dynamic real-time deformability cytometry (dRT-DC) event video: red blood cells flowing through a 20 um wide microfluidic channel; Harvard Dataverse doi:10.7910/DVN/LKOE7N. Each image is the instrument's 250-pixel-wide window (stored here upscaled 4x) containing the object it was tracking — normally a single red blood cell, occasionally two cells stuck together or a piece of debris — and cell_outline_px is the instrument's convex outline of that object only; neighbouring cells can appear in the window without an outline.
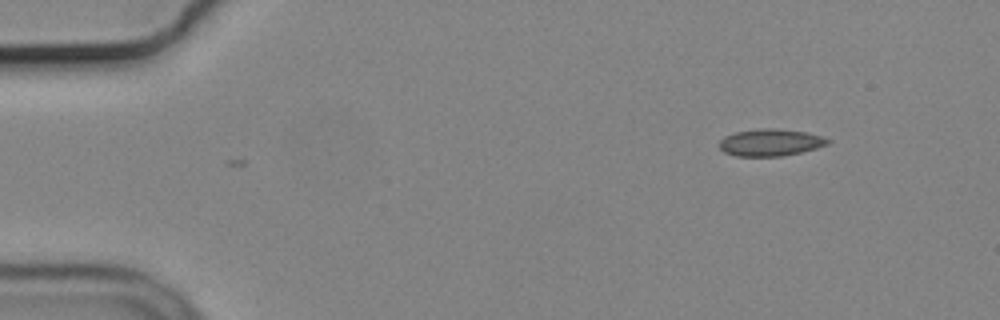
{"species": "common noctule bat (a hibernating species)", "species_latin": "Nyctalus noctula", "temperature_condition": "cold", "stored_images_in_passage": 15, "camera_frame_rate_fps": 3000, "um_per_image_px": 0.085, "animal": {"sex": "male", "body_mass_g": 19.2, "forearm_length_mm": 51.8}, "frame": {"image": 1, "passage_image": 1, "time_ms": 0.0, "image_size_px": [1000, 320], "cell_outline_px": [[832, 140], [828, 144], [816, 148], [800, 152], [780, 156], [736, 156], [724, 152], [720, 148], [720, 140], [724, 136], [736, 132], [760, 128], [768, 128], [808, 132]], "centroid_in_image_um": [65.48, 12.11], "position_along_channel_um": 19.5, "area_um2": 16.94}}
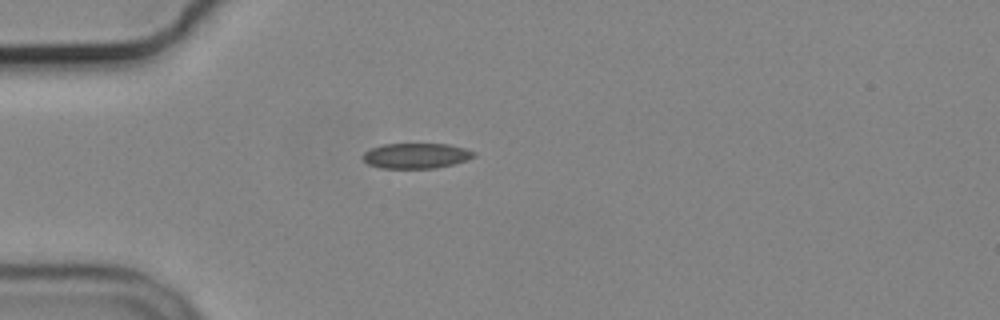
{"frame": {"image": 2, "passage_image": 10, "time_ms": 3.0, "image_size_px": [1000, 320], "cell_outline_px": [[476, 156], [452, 164], [436, 168], [380, 168], [368, 164], [360, 156], [364, 152], [372, 148], [384, 144], [448, 144], [464, 148], [476, 152]], "centroid_in_image_um": [35.34, 13.24], "position_along_channel_um": 49.7, "area_um2": 16.3}}
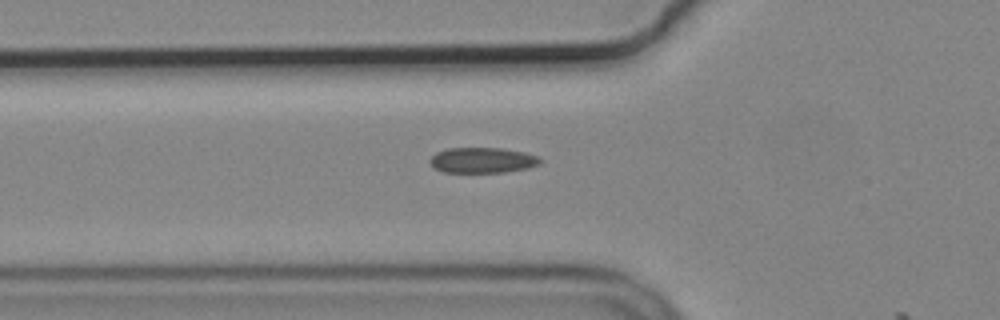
{"frame": {"image": 3, "passage_image": 14, "time_ms": 4.333, "image_size_px": [1000, 320], "cell_outline_px": [[544, 160], [540, 164], [528, 168], [504, 172], [444, 172], [428, 164], [428, 160], [436, 152], [448, 148], [500, 148], [524, 152], [536, 156]], "centroid_in_image_um": [41.0, 13.62], "position_along_channel_um": 84.8, "area_um2": 16.42}}